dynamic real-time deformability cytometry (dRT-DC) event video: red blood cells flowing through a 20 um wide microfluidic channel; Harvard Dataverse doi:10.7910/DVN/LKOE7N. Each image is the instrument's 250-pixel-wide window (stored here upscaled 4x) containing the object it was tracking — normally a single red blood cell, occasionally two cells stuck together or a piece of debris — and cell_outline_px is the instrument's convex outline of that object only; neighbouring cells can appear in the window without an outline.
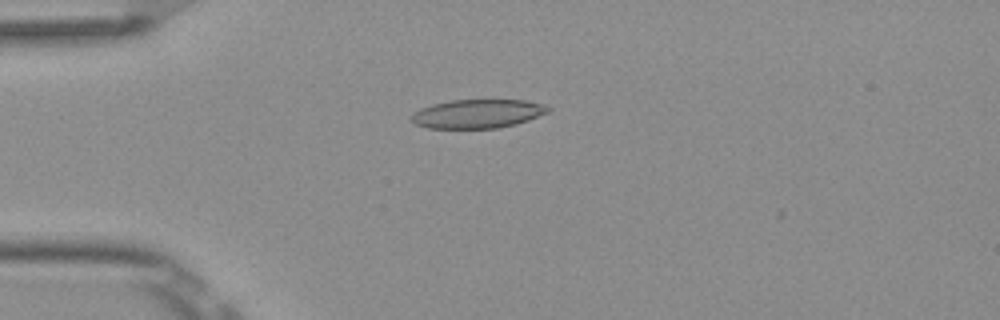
{"species": "Egyptian fruit bat (a non-hibernating species)", "species_latin": "Rousettus aegyptiacus", "temperature_condition": "room temperature", "stored_images_in_passage": 4, "camera_frame_rate_fps": 3000, "um_per_image_px": 0.085, "frame": {"image": 1, "passage_image": 2, "time_ms": 0.333, "image_size_px": [1000, 320], "cell_outline_px": [[552, 108], [548, 112], [528, 120], [516, 124], [496, 128], [428, 128], [416, 124], [408, 120], [408, 116], [420, 108], [432, 104], [452, 100], [524, 100], [544, 104]], "centroid_in_image_um": [40.56, 9.67], "position_along_channel_um": 44.4, "area_um2": 23.06}}
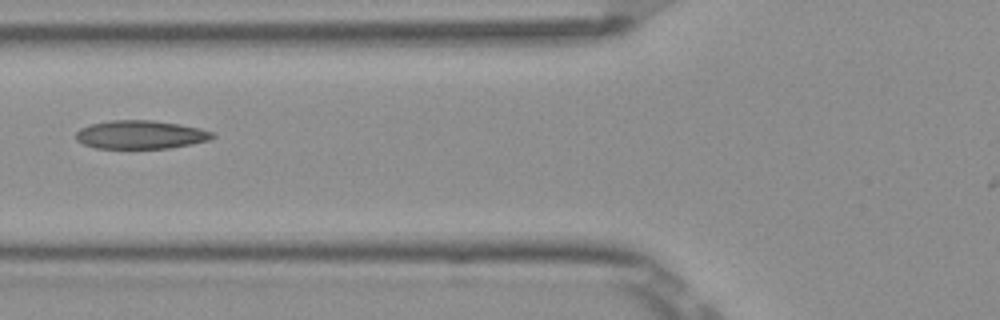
{"frame": {"image": 2, "passage_image": 4, "time_ms": 1.0, "image_size_px": [1000, 320], "cell_outline_px": [[216, 136], [208, 140], [192, 144], [168, 148], [96, 148], [84, 144], [76, 140], [76, 132], [80, 128], [92, 124], [112, 120], [152, 120], [180, 124], [200, 128], [212, 132]], "centroid_in_image_um": [11.96, 11.44], "position_along_channel_um": 113.8, "area_um2": 22.54}}